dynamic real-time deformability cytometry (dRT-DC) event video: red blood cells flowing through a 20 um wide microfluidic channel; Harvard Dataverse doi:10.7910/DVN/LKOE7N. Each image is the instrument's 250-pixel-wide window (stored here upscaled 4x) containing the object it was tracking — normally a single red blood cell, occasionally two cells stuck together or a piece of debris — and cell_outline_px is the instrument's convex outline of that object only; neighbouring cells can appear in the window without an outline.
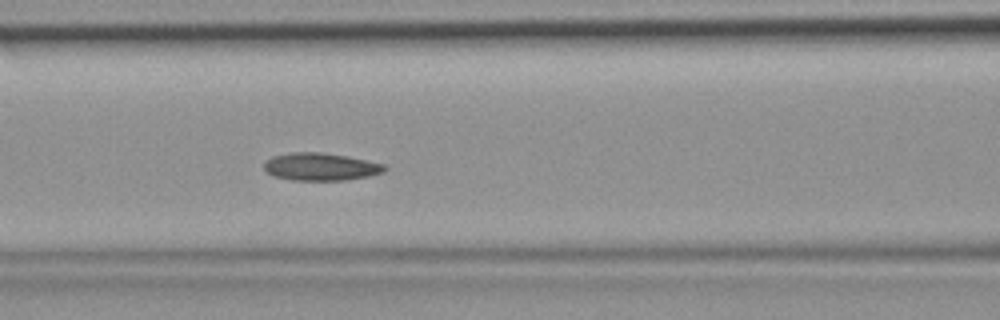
{"species": "common noctule bat (a hibernating species)", "species_latin": "Nyctalus noctula", "temperature_condition": "room temperature", "stored_images_in_passage": 45, "camera_frame_rate_fps": 3000, "um_per_image_px": 0.085, "animal": {"sex": "female", "body_mass_g": 19.9}, "frame": {"image": 1, "passage_image": 19, "time_ms": 6.0, "image_size_px": [1000, 320], "cell_outline_px": [[388, 168], [384, 172], [368, 176], [344, 180], [292, 180], [272, 176], [264, 168], [264, 160], [272, 156], [292, 152], [324, 152], [348, 156], [384, 164]], "centroid_in_image_um": [27.24, 14.16], "position_along_channel_um": 139.4, "area_um2": 19.54}}
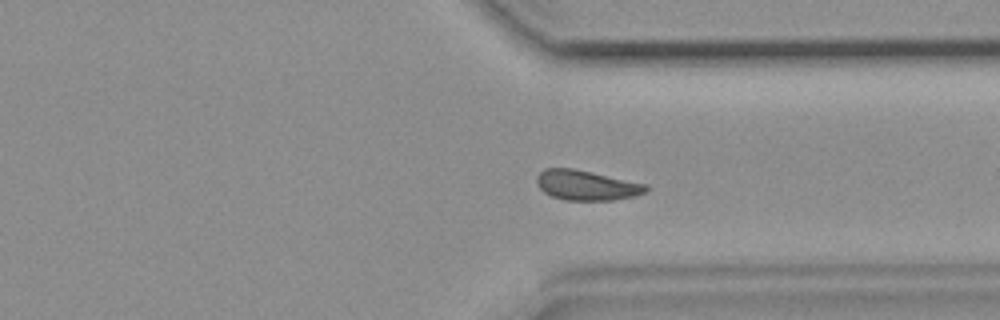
{"frame": {"image": 2, "passage_image": 34, "time_ms": 11.0, "image_size_px": [1000, 320], "cell_outline_px": [[648, 192], [616, 200], [564, 200], [552, 196], [544, 192], [536, 184], [536, 176], [544, 168], [572, 168], [648, 184]], "centroid_in_image_um": [49.85, 15.75], "position_along_channel_um": 361.6, "area_um2": 19.13}}
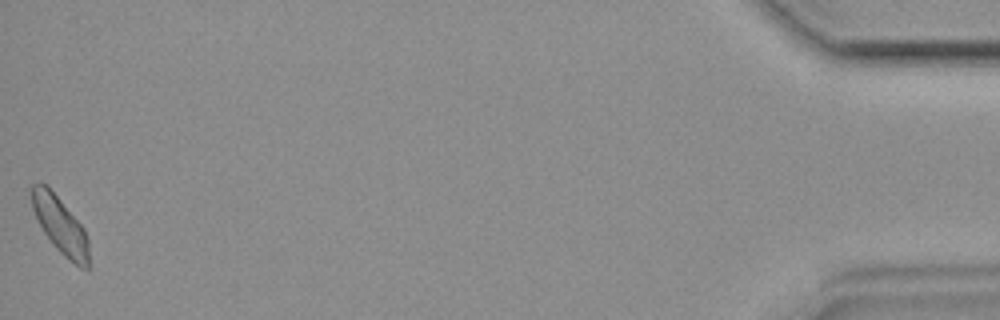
{"frame": {"image": 3, "passage_image": 45, "time_ms": 14.667, "image_size_px": [1000, 320], "cell_outline_px": [[88, 268], [80, 268], [68, 260], [56, 248], [44, 232], [32, 208], [28, 192], [28, 188], [32, 184], [44, 184], [56, 196], [84, 228], [88, 240]], "centroid_in_image_um": [5.08, 19.14], "position_along_channel_um": 430.1, "area_um2": 18.61}}